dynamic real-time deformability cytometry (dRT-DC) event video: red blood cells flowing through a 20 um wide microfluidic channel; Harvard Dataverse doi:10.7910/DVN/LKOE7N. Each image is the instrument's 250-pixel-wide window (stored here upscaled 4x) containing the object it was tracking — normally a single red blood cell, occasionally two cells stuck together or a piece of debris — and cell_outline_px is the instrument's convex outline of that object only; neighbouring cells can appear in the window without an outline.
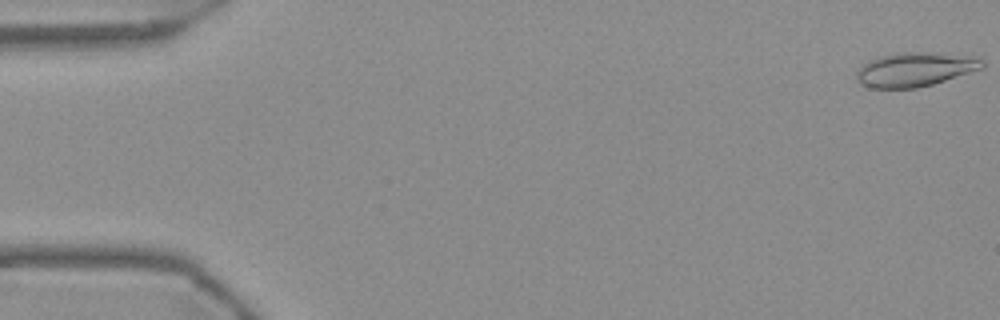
{"species": "Egyptian fruit bat (a non-hibernating species)", "species_latin": "Rousettus aegyptiacus", "temperature_condition": "warm", "stored_images_in_passage": 55, "camera_frame_rate_fps": 3000, "um_per_image_px": 0.085, "frame": {"image": 1, "passage_image": 1, "time_ms": 0.0, "image_size_px": [1000, 320], "cell_outline_px": [[984, 68], [932, 84], [916, 88], [868, 88], [860, 84], [856, 80], [856, 72], [868, 60], [880, 56], [896, 52], [928, 52], [980, 56], [984, 60]], "centroid_in_image_um": [77.8, 5.89], "position_along_channel_um": 7.2, "area_um2": 25.37}}
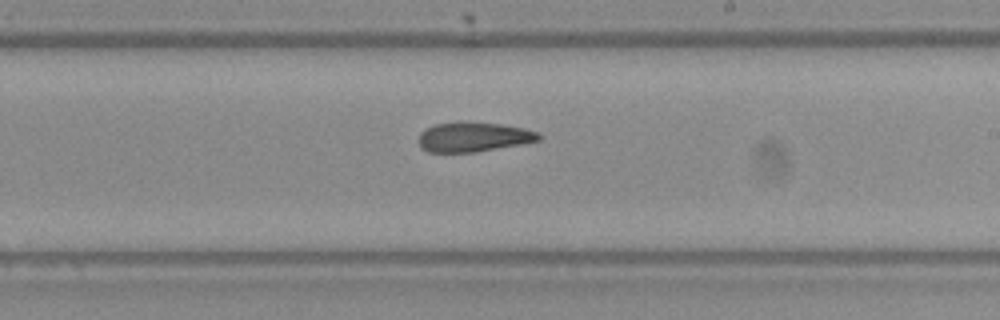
{"frame": {"image": 2, "passage_image": 32, "time_ms": 10.333, "image_size_px": [1000, 320], "cell_outline_px": [[544, 136], [540, 140], [520, 144], [476, 152], [428, 152], [420, 148], [420, 132], [436, 124], [460, 120], [500, 124], [524, 128], [540, 132]], "centroid_in_image_um": [40.28, 11.62], "position_along_channel_um": 248.7, "area_um2": 20.98}}
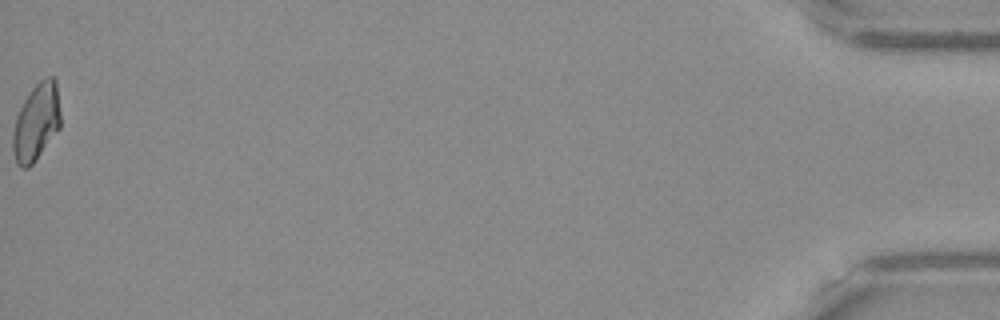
{"frame": {"image": 3, "passage_image": 55, "time_ms": 18.0, "image_size_px": [1000, 320], "cell_outline_px": [[60, 128], [36, 160], [28, 168], [20, 168], [16, 164], [12, 148], [12, 136], [16, 116], [28, 92], [44, 76], [52, 76], [56, 80], [60, 112]], "centroid_in_image_um": [3.08, 10.39], "position_along_channel_um": 432.1, "area_um2": 21.68}, "authors_computed_cell_mechanics": {"area_um2": 21.8484, "velocity_mm_per_s": 3.7319, "shape_relaxation_time_tau1_ms": 6.1113, "shape_relaxation_time_tau2_ms": 2.5454, "deformation_change_tau1": 0.1855, "deformation_change_tau2": 0.1063}}